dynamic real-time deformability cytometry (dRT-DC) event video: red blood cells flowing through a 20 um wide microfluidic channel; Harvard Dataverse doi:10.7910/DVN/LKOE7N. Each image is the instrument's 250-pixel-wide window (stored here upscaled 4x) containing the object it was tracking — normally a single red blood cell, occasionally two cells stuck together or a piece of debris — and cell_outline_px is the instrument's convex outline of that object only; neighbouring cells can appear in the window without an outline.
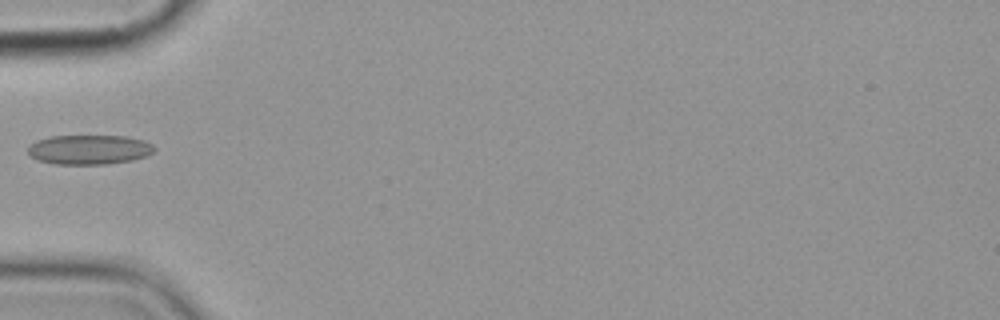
{"species": "common noctule bat (a hibernating species)", "species_latin": "Nyctalus noctula", "temperature_condition": "cold", "stored_images_in_passage": 2, "camera_frame_rate_fps": 3000, "um_per_image_px": 0.085, "animal": {"sex": "female", "body_mass_g": 19.9}, "frame": {"image": 1, "passage_image": 1, "time_ms": 0.0, "image_size_px": [1000, 320], "cell_outline_px": [[156, 148], [148, 156], [132, 160], [108, 164], [56, 164], [40, 160], [32, 156], [28, 152], [28, 148], [36, 140], [52, 136], [124, 136], [144, 140], [152, 144]], "centroid_in_image_um": [7.63, 12.71], "position_along_channel_um": 77.4, "area_um2": 21.68}}
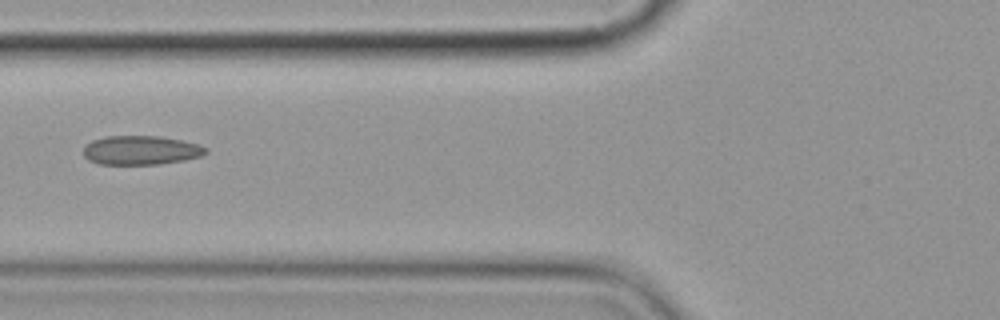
{"frame": {"image": 2, "passage_image": 2, "time_ms": 1.0, "image_size_px": [1000, 320], "cell_outline_px": [[208, 152], [200, 156], [184, 160], [160, 164], [100, 164], [88, 160], [84, 156], [84, 148], [92, 140], [104, 136], [160, 136], [200, 144], [208, 148]], "centroid_in_image_um": [11.99, 12.77], "position_along_channel_um": 113.8, "area_um2": 20.75}}